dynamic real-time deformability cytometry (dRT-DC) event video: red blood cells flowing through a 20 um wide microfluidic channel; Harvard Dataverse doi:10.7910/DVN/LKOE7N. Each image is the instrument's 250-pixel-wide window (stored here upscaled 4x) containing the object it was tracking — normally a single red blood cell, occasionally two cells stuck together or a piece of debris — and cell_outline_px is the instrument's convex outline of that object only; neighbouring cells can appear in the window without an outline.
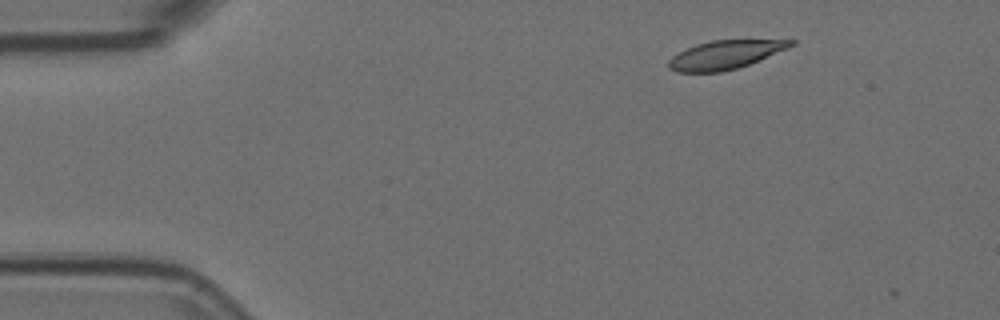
{"species": "Egyptian fruit bat (a non-hibernating species)", "species_latin": "Rousettus aegyptiacus", "temperature_condition": "room temperature", "stored_images_in_passage": 3, "camera_frame_rate_fps": 3000, "um_per_image_px": 0.085, "animal": {"sex": "female"}, "frame": {"image": 1, "passage_image": 1, "time_ms": 0.0, "image_size_px": [1000, 320], "cell_outline_px": [[796, 44], [788, 48], [748, 64], [736, 68], [720, 72], [676, 72], [668, 68], [668, 60], [672, 56], [696, 44], [712, 40], [796, 40]], "centroid_in_image_um": [61.61, 4.65], "position_along_channel_um": 23.4, "area_um2": 20.11}}